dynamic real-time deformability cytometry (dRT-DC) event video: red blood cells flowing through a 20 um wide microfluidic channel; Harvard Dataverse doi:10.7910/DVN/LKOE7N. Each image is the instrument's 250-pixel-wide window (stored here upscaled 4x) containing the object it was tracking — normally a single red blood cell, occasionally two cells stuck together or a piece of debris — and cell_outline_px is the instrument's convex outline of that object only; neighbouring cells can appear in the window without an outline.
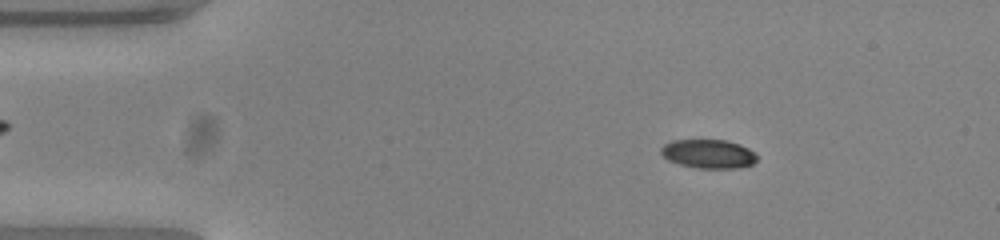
{"species": "common noctule bat (a hibernating species)", "species_latin": "Nyctalus noctula", "temperature_condition": "warm", "stored_images_in_passage": 53, "camera_frame_rate_fps": 3000, "um_per_image_px": 0.085, "animal": {"sex": "female", "body_mass_g": 23.0, "forearm_length_mm": 53.4}, "frame": {"image": 1, "passage_image": 8, "time_ms": 2.333, "image_size_px": [1000, 240], "cell_outline_px": [[756, 160], [752, 164], [740, 168], [696, 168], [680, 164], [668, 160], [660, 152], [660, 148], [664, 144], [672, 140], [728, 140], [740, 144], [756, 152]], "centroid_in_image_um": [60.23, 13.07], "position_along_channel_um": 24.8, "area_um2": 16.24}}
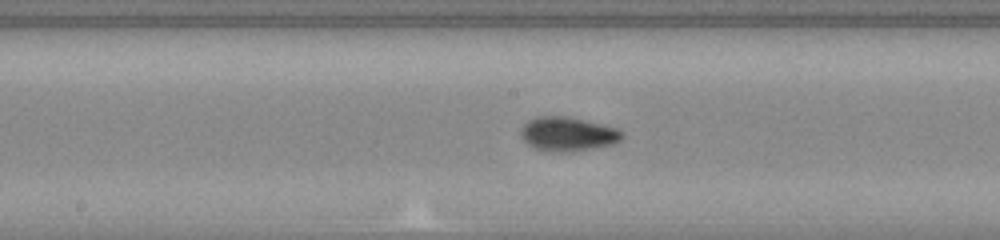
{"frame": {"image": 2, "passage_image": 27, "time_ms": 8.667, "image_size_px": [1000, 240], "cell_outline_px": [[624, 132], [620, 140], [612, 144], [592, 148], [568, 152], [560, 152], [532, 148], [520, 136], [520, 128], [528, 120], [536, 116], [564, 116], [616, 128]], "centroid_in_image_um": [48.2, 11.39], "position_along_channel_um": 200.0, "area_um2": 19.88}}
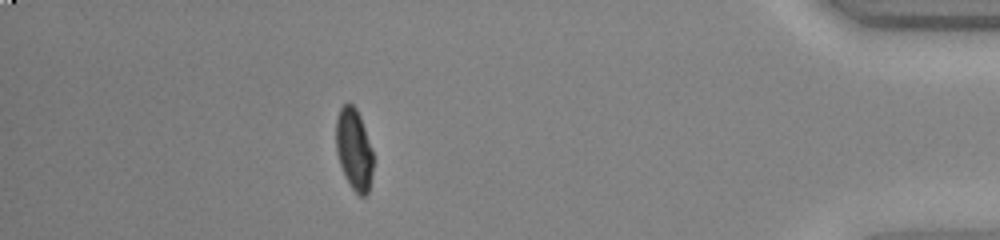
{"frame": {"image": 3, "passage_image": 47, "time_ms": 15.333, "image_size_px": [1000, 240], "cell_outline_px": [[372, 172], [368, 192], [364, 196], [360, 196], [352, 188], [344, 176], [336, 152], [336, 120], [340, 108], [344, 104], [352, 104], [356, 108], [360, 116], [372, 152]], "centroid_in_image_um": [30.06, 12.7], "position_along_channel_um": 405.1, "area_um2": 17.34}, "authors_computed_cell_mechanics": {"area_um2": 17.8602, "velocity_mm_per_s": 3.851, "shape_relaxation_time_tau1_ms": 4.4172, "shape_relaxation_time_tau2_ms": 1.9927, "deformation_change_tau1": 0.2019, "deformation_change_tau2": 0.054}}